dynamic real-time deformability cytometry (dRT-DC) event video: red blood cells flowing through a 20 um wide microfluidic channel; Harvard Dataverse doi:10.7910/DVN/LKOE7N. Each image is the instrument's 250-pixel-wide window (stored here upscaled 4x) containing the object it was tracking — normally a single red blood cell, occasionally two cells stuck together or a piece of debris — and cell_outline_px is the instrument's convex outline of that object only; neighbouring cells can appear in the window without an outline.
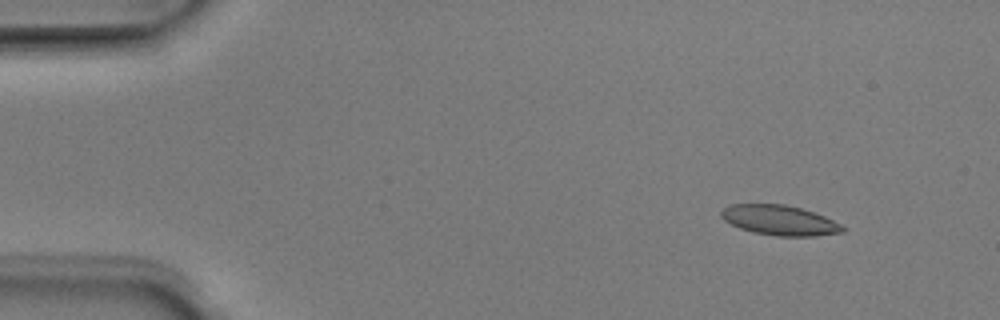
{"species": "Egyptian fruit bat (a non-hibernating species)", "species_latin": "Rousettus aegyptiacus", "temperature_condition": "room temperature", "stored_images_in_passage": 5, "camera_frame_rate_fps": 3000, "um_per_image_px": 0.085, "animal": {"sex": "male"}, "frame": {"image": 1, "passage_image": 2, "time_ms": 0.333, "image_size_px": [1000, 320], "cell_outline_px": [[848, 228], [844, 232], [816, 236], [776, 236], [752, 232], [740, 228], [724, 220], [720, 216], [720, 212], [728, 204], [784, 204], [800, 208], [824, 216]], "centroid_in_image_um": [66.27, 18.73], "position_along_channel_um": 18.7, "area_um2": 21.27}}
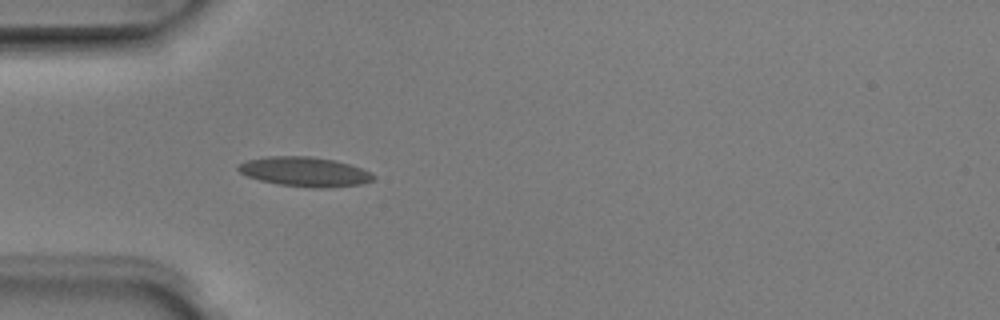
{"frame": {"image": 2, "passage_image": 5, "time_ms": 1.333, "image_size_px": [1000, 320], "cell_outline_px": [[376, 176], [372, 180], [360, 184], [328, 188], [312, 188], [276, 184], [260, 180], [248, 176], [240, 172], [236, 168], [236, 164], [248, 160], [268, 156], [312, 156], [336, 160], [372, 172]], "centroid_in_image_um": [25.89, 14.6], "position_along_channel_um": 59.1, "area_um2": 23.41}}